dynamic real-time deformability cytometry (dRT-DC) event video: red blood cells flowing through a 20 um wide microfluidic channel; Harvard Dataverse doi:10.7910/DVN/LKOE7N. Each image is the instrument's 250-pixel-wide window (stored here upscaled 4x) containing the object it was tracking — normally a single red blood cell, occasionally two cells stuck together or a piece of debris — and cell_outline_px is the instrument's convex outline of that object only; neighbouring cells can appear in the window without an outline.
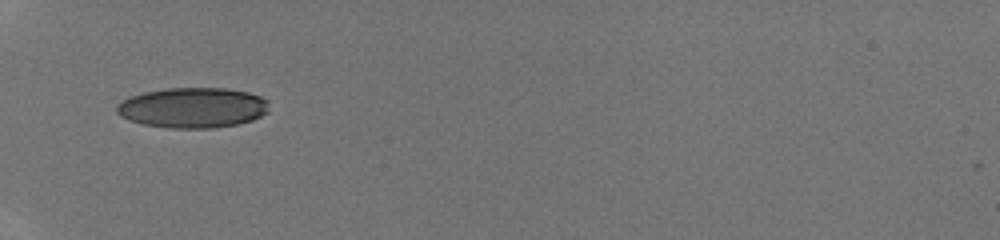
{"species": "human", "species_latin": "Homo sapiens", "temperature_condition": "room temperature", "stored_images_in_passage": 29, "camera_frame_rate_fps": 3000, "um_per_image_px": 0.085, "donor": {"sex": "male"}, "frame": {"image": 1, "passage_image": 1, "time_ms": 0.0, "image_size_px": [1000, 240], "cell_outline_px": [[268, 112], [252, 120], [236, 124], [216, 128], [168, 128], [144, 124], [128, 120], [120, 116], [116, 112], [116, 104], [128, 96], [144, 92], [168, 88], [224, 88], [248, 92], [260, 96], [268, 100]], "centroid_in_image_um": [16.36, 9.15], "position_along_channel_um": 68.6, "area_um2": 36.01}}
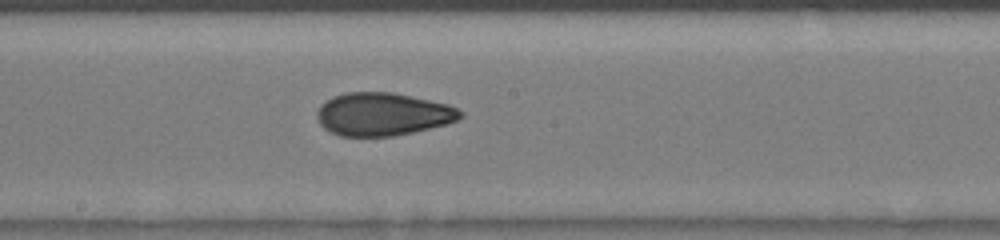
{"frame": {"image": 2, "passage_image": 11, "time_ms": 3.333, "image_size_px": [1000, 240], "cell_outline_px": [[464, 116], [448, 124], [412, 132], [392, 136], [340, 136], [328, 132], [320, 124], [316, 116], [316, 112], [320, 104], [324, 100], [332, 96], [344, 92], [392, 92], [412, 96], [448, 104], [464, 112]], "centroid_in_image_um": [32.5, 9.7], "position_along_channel_um": 215.7, "area_um2": 36.24}}
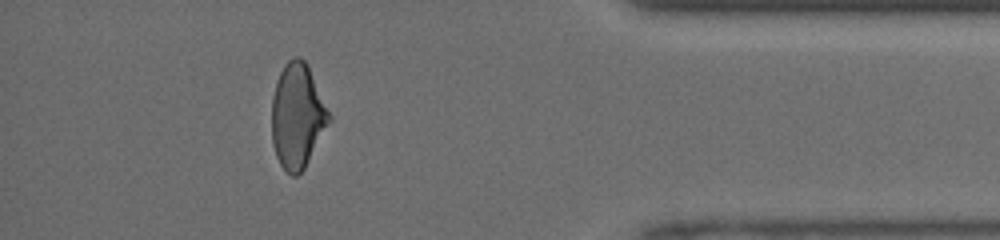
{"frame": {"image": 3, "passage_image": 25, "time_ms": 8.0, "image_size_px": [1000, 240], "cell_outline_px": [[332, 120], [304, 168], [296, 176], [292, 176], [280, 164], [276, 156], [272, 144], [272, 96], [276, 80], [284, 64], [292, 56], [300, 56], [308, 64], [332, 116]], "centroid_in_image_um": [25.29, 9.82], "position_along_channel_um": 409.9, "area_um2": 35.37}}